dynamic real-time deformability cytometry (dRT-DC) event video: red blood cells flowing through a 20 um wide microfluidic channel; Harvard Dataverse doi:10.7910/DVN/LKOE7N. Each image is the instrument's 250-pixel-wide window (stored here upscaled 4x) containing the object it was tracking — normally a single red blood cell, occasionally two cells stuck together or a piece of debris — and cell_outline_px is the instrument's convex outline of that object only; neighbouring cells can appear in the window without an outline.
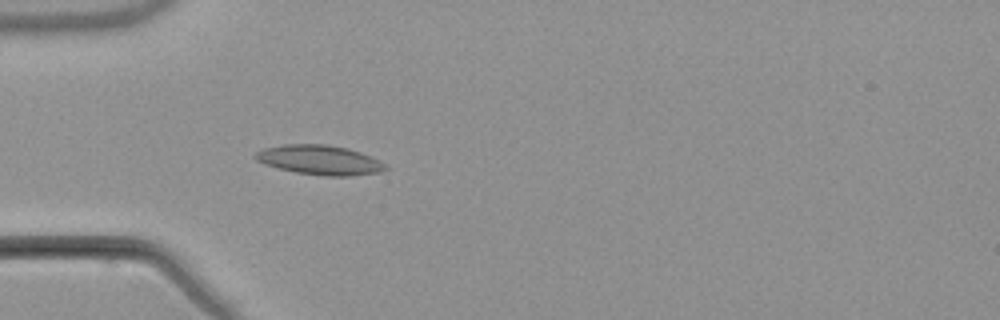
{"species": "common noctule bat (a hibernating species)", "species_latin": "Nyctalus noctula", "temperature_condition": "warm", "stored_images_in_passage": 4, "camera_frame_rate_fps": 3000, "um_per_image_px": 0.085, "animal": {"sex": "male", "body_mass_g": 21.5, "forearm_length_mm": 52.0}, "frame": {"image": 1, "passage_image": 4, "time_ms": 4.333, "image_size_px": [1000, 320], "cell_outline_px": [[388, 168], [380, 172], [352, 176], [324, 176], [296, 172], [264, 164], [256, 160], [252, 156], [256, 152], [264, 148], [284, 144], [328, 144], [348, 148], [360, 152], [380, 160]], "centroid_in_image_um": [27.17, 13.59], "position_along_channel_um": 57.8, "area_um2": 22.48}}